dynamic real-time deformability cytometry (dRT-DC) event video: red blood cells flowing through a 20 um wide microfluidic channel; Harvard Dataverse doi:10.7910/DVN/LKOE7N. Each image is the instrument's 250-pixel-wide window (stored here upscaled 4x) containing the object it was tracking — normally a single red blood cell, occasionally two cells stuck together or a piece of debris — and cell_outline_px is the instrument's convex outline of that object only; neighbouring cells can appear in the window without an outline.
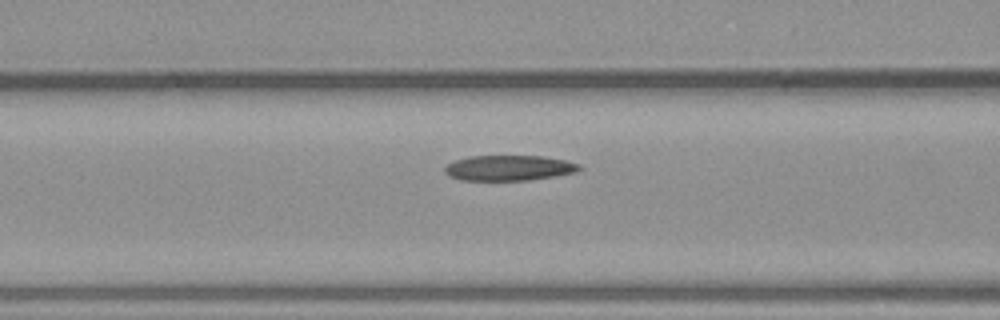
{"species": "common noctule bat (a hibernating species)", "species_latin": "Nyctalus noctula", "temperature_condition": "warm", "stored_images_in_passage": 16, "camera_frame_rate_fps": 3000, "um_per_image_px": 0.085, "animal": {"sex": "male", "body_mass_g": 23.1, "forearm_length_mm": 52.7}, "frame": {"image": 1, "passage_image": 14, "time_ms": 4.333, "image_size_px": [1000, 320], "cell_outline_px": [[584, 168], [576, 172], [528, 180], [460, 180], [448, 176], [444, 172], [444, 168], [448, 164], [456, 160], [468, 156], [544, 156], [564, 160], [580, 164]], "centroid_in_image_um": [43.25, 14.27], "position_along_channel_um": 123.3, "area_um2": 19.88}}